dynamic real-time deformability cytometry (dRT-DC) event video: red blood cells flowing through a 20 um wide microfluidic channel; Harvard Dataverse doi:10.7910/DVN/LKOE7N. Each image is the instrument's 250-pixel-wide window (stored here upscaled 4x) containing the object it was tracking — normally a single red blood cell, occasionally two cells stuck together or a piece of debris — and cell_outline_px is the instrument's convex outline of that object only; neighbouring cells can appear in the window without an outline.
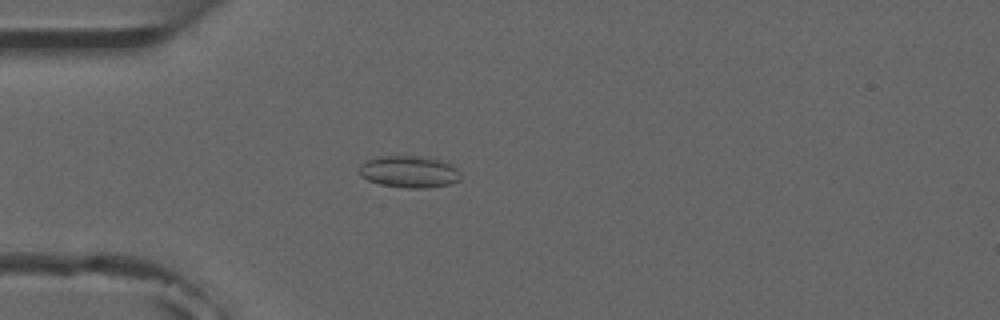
{"species": "common noctule bat (a hibernating species)", "species_latin": "Nyctalus noctula", "temperature_condition": "room temperature", "stored_images_in_passage": 3, "camera_frame_rate_fps": 3000, "um_per_image_px": 0.085, "animal": {"sex": "male", "forearm_length_mm": 52.5}, "frame": {"image": 1, "passage_image": 3, "time_ms": 2.333, "image_size_px": [1000, 320], "cell_outline_px": [[460, 180], [448, 184], [424, 188], [408, 188], [380, 184], [368, 180], [360, 176], [360, 164], [368, 160], [380, 156], [416, 156], [440, 160], [456, 168], [460, 172]], "centroid_in_image_um": [34.76, 14.6], "position_along_channel_um": 50.2, "area_um2": 18.55}}